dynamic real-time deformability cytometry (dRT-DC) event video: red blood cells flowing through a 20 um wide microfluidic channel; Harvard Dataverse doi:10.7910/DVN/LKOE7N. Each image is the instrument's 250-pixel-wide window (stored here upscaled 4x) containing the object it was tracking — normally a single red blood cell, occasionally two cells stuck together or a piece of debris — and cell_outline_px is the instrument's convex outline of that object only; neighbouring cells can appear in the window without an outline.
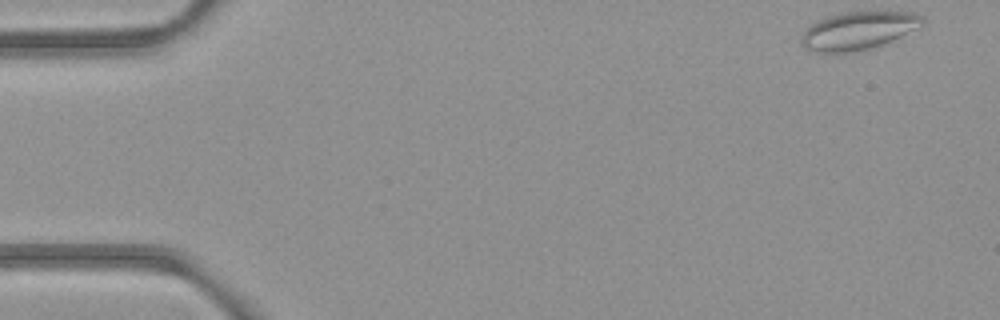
{"species": "common noctule bat (a hibernating species)", "species_latin": "Nyctalus noctula", "temperature_condition": "room temperature", "stored_images_in_passage": 4, "camera_frame_rate_fps": 3000, "um_per_image_px": 0.085, "animal": {"sex": "female", "body_mass_g": 21.9}, "frame": {"image": 1, "passage_image": 1, "time_ms": 0.0, "image_size_px": [1000, 320], "cell_outline_px": [[924, 24], [920, 28], [892, 40], [868, 48], [852, 52], [816, 52], [804, 48], [800, 40], [804, 32], [812, 24], [828, 16], [844, 12], [912, 12], [920, 16], [924, 20]], "centroid_in_image_um": [72.97, 2.6], "position_along_channel_um": 12.0, "area_um2": 26.36}}